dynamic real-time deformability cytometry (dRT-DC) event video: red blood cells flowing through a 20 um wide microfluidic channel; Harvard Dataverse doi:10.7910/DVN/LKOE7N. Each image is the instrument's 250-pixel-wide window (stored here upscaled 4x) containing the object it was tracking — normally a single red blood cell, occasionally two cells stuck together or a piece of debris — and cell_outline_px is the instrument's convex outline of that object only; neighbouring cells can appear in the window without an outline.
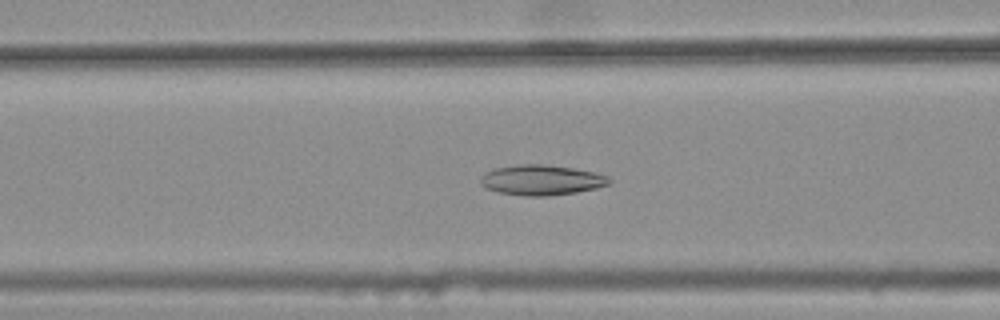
{"species": "common noctule bat (a hibernating species)", "species_latin": "Nyctalus noctula", "temperature_condition": "warm", "stored_images_in_passage": 44, "camera_frame_rate_fps": 3000, "um_per_image_px": 0.085, "animal": {"sex": "female", "body_mass_g": 25.1}, "frame": {"image": 1, "passage_image": 20, "time_ms": 6.333, "image_size_px": [1000, 320], "cell_outline_px": [[612, 180], [608, 184], [596, 188], [576, 192], [548, 196], [524, 196], [496, 192], [480, 184], [480, 180], [484, 172], [492, 168], [516, 164], [544, 164], [572, 168], [592, 172], [608, 176]], "centroid_in_image_um": [45.97, 15.3], "position_along_channel_um": 120.6, "area_um2": 22.77}}
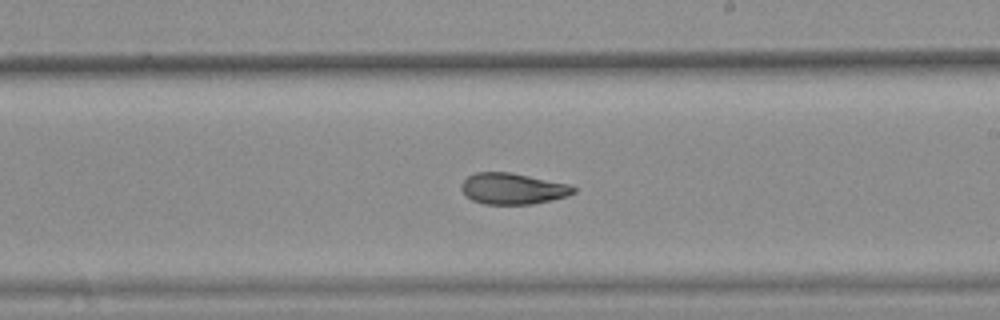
{"frame": {"image": 2, "passage_image": 30, "time_ms": 9.667, "image_size_px": [1000, 320], "cell_outline_px": [[576, 192], [568, 196], [552, 200], [532, 204], [484, 204], [472, 200], [460, 188], [460, 184], [468, 176], [476, 172], [512, 172], [568, 184], [576, 188]], "centroid_in_image_um": [43.59, 16.03], "position_along_channel_um": 245.4, "area_um2": 20.4}}
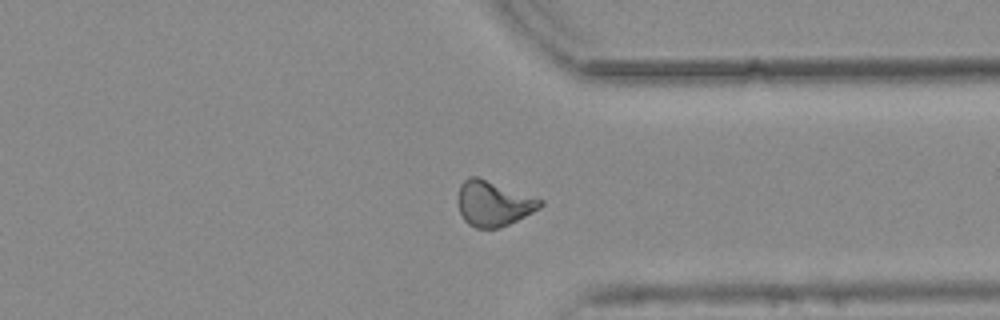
{"frame": {"image": 3, "passage_image": 40, "time_ms": 13.0, "image_size_px": [1000, 320], "cell_outline_px": [[544, 204], [540, 208], [500, 228], [476, 228], [468, 224], [464, 220], [460, 212], [456, 200], [460, 184], [468, 176], [476, 176], [544, 200]], "centroid_in_image_um": [41.9, 17.29], "position_along_channel_um": 369.5, "area_um2": 21.68}, "authors_computed_cell_mechanics": {"area_um2": 21.5594, "velocity_mm_per_s": 3.753, "shape_relaxation_time_tau1_ms": null, "shape_relaxation_time_tau2_ms": 2.2377, "deformation_change_tau1": null, "deformation_change_tau2": 0.0849}}